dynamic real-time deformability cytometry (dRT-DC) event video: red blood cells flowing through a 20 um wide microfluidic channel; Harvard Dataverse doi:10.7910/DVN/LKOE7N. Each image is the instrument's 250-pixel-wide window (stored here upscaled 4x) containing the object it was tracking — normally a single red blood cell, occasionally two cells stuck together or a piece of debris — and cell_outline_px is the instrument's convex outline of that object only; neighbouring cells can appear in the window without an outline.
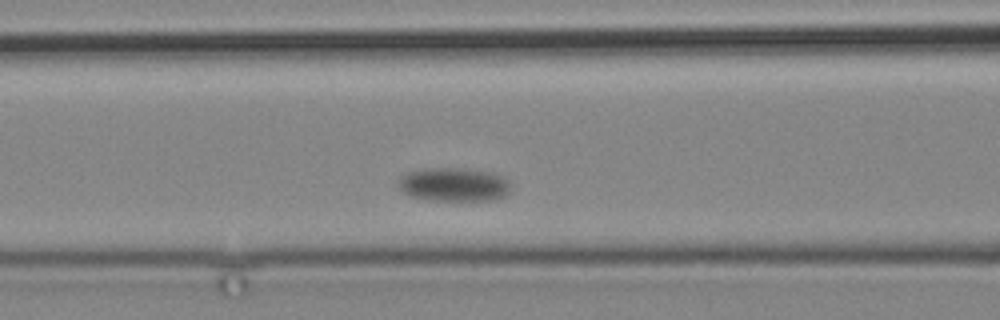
{"species": "common noctule bat (a hibernating species)", "species_latin": "Nyctalus noctula", "temperature_condition": "cold", "stored_images_in_passage": 7, "camera_frame_rate_fps": 3000, "um_per_image_px": 0.085, "animal": {"sex": "male", "body_mass_g": 19.2, "forearm_length_mm": 51.8}, "frame": {"image": 1, "passage_image": 7, "time_ms": 7.0, "image_size_px": [1000, 320], "cell_outline_px": [[508, 196], [496, 200], [428, 200], [408, 196], [396, 184], [400, 176], [408, 172], [436, 168], [460, 168], [496, 172], [504, 176], [508, 180]], "centroid_in_image_um": [38.6, 15.69], "position_along_channel_um": 128.0, "area_um2": 22.31}}